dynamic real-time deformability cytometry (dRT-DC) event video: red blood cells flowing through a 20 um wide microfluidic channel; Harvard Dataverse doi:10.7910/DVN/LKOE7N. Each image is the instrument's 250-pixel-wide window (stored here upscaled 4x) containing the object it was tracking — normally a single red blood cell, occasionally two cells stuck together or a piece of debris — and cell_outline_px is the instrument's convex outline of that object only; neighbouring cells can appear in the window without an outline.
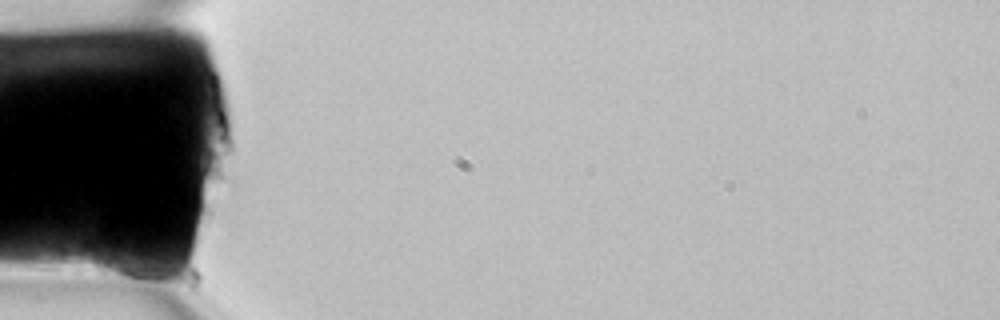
{"species": "common noctule bat (a hibernating species)", "species_latin": "Nyctalus noctula", "temperature_condition": "room temperature", "stored_images_in_passage": 2, "camera_frame_rate_fps": 3000, "um_per_image_px": 0.085, "animal": {"sex": "female", "body_mass_g": 22.7, "forearm_length_mm": 54.2}, "frame": {"image": 1, "passage_image": 1, "time_ms": 0.0, "image_size_px": [1000, 320], "cell_outline_px": [[160, 276], [144, 288], [96, 272], [92, 264], [92, 256], [96, 244], [140, 256], [160, 272]], "centroid_in_image_um": [10.52, 22.64], "position_along_channel_um": 74.5, "area_um2": 12.6}}